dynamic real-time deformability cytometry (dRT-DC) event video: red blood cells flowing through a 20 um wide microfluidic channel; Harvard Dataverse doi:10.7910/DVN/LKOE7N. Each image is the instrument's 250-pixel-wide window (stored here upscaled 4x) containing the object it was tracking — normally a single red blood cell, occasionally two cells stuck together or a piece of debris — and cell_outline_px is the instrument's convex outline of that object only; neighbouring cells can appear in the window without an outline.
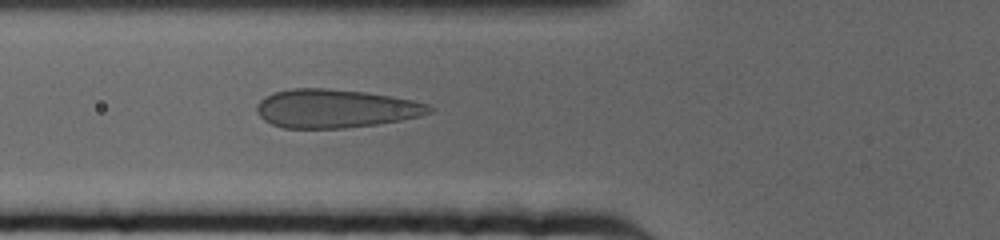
{"species": "human", "species_latin": "Homo sapiens", "temperature_condition": "cold", "stored_images_in_passage": 45, "camera_frame_rate_fps": 3000, "um_per_image_px": 0.085, "donor": {"sex": "female"}, "frame": {"image": 1, "passage_image": 5, "time_ms": 1.333, "image_size_px": [1000, 240], "cell_outline_px": [[436, 108], [432, 112], [420, 116], [400, 120], [376, 124], [344, 128], [284, 128], [272, 124], [264, 120], [256, 112], [256, 104], [264, 96], [276, 92], [292, 88], [328, 88], [368, 92], [392, 96], [412, 100], [428, 104]], "centroid_in_image_um": [28.51, 9.22], "position_along_channel_um": 97.3, "area_um2": 38.96}}
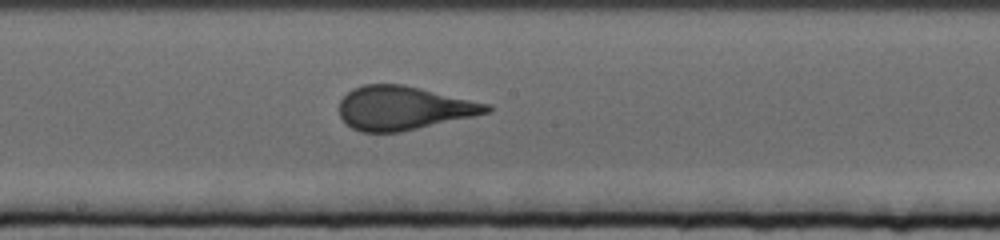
{"frame": {"image": 2, "passage_image": 16, "time_ms": 5.0, "image_size_px": [1000, 240], "cell_outline_px": [[492, 112], [400, 132], [360, 132], [352, 128], [340, 116], [340, 100], [352, 88], [364, 84], [404, 84], [492, 104]], "centroid_in_image_um": [34.33, 9.17], "position_along_channel_um": 213.9, "area_um2": 37.69}}
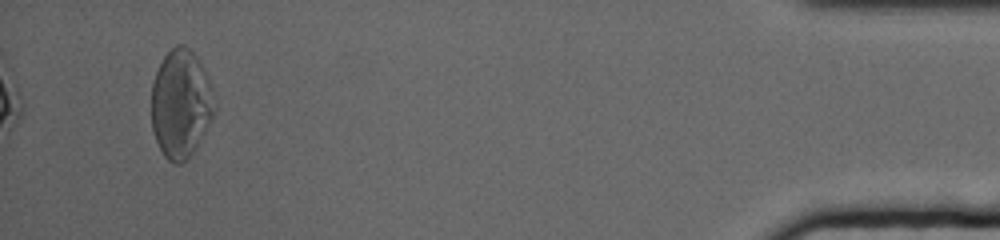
{"frame": {"image": 3, "passage_image": 42, "time_ms": 13.667, "image_size_px": [1000, 240], "cell_outline_px": [[216, 112], [188, 160], [180, 164], [172, 164], [164, 156], [156, 140], [152, 128], [152, 80], [164, 56], [176, 44], [184, 44], [196, 56], [204, 68], [208, 76], [216, 100]], "centroid_in_image_um": [15.39, 8.83], "position_along_channel_um": 419.8, "area_um2": 40.17}, "authors_computed_cell_mechanics": {"area_um2": 37.5122, "velocity_mm_per_s": 3.1806, "shape_relaxation_time_tau1_ms": 11.0698, "shape_relaxation_time_tau2_ms": null, "deformation_change_tau1": 0.2463, "deformation_change_tau2": null}}